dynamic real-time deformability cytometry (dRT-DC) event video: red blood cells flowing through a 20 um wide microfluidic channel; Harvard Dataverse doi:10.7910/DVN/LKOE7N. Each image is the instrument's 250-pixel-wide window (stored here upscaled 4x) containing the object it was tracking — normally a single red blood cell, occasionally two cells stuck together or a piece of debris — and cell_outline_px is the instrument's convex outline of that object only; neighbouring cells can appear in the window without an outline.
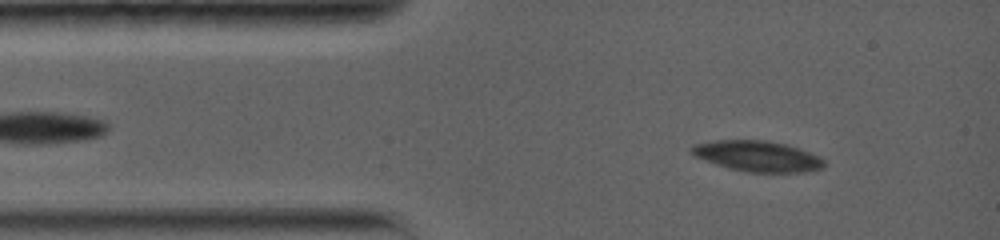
{"species": "common noctule bat (a hibernating species)", "species_latin": "Nyctalus noctula", "temperature_condition": "warm", "stored_images_in_passage": 23, "camera_frame_rate_fps": 5000, "um_per_image_px": 0.085, "animal": {"sex": "female", "body_mass_g": 19.0, "forearm_length_mm": 56.7}, "frame": {"image": 1, "passage_image": 3, "time_ms": 1.0, "image_size_px": [1000, 240], "cell_outline_px": [[824, 168], [804, 172], [744, 172], [728, 168], [692, 156], [688, 152], [688, 148], [692, 144], [716, 140], [768, 140], [800, 148], [820, 156], [824, 160]], "centroid_in_image_um": [64.33, 13.27], "position_along_channel_um": 20.7, "area_um2": 24.1}}
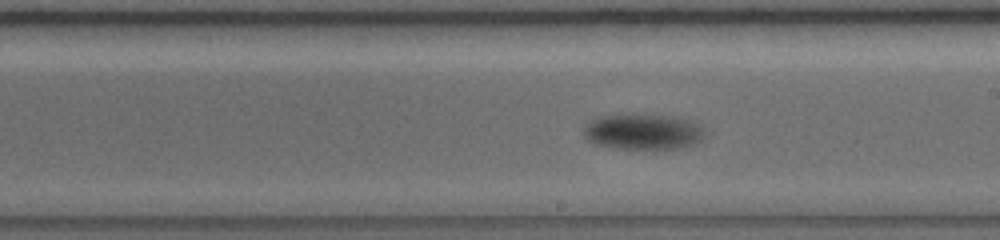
{"frame": {"image": 2, "passage_image": 14, "time_ms": 8.2, "image_size_px": [1000, 240], "cell_outline_px": [[704, 136], [696, 144], [676, 148], [616, 148], [596, 144], [588, 140], [584, 136], [584, 128], [592, 120], [600, 116], [672, 116], [692, 120], [704, 128]], "centroid_in_image_um": [54.7, 11.21], "position_along_channel_um": 234.3, "area_um2": 24.51}}
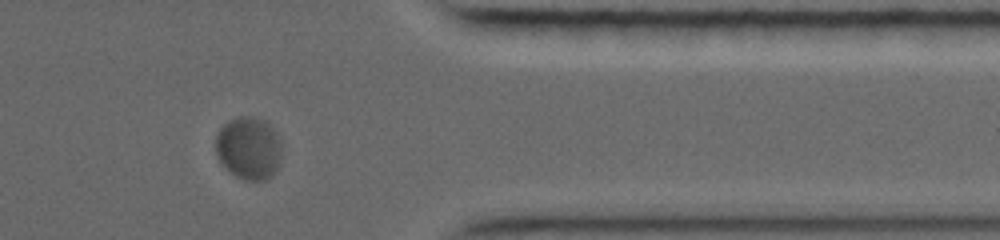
{"frame": {"image": 3, "passage_image": 22, "time_ms": 13.0, "image_size_px": [1000, 240], "cell_outline_px": [[280, 160], [276, 168], [268, 180], [244, 180], [236, 176], [216, 156], [216, 136], [220, 128], [228, 120], [240, 116], [252, 116], [264, 120], [276, 132], [280, 140]], "centroid_in_image_um": [21.14, 12.57], "position_along_channel_um": 390.3, "area_um2": 23.93}, "authors_computed_cell_mechanics": {"area_um2": 24.7384, "velocity_mm_per_s": 3.4736, "shape_relaxation_time_tau1_ms": 4.3084, "shape_relaxation_time_tau2_ms": null, "deformation_change_tau1": 0.1475, "deformation_change_tau2": null}}